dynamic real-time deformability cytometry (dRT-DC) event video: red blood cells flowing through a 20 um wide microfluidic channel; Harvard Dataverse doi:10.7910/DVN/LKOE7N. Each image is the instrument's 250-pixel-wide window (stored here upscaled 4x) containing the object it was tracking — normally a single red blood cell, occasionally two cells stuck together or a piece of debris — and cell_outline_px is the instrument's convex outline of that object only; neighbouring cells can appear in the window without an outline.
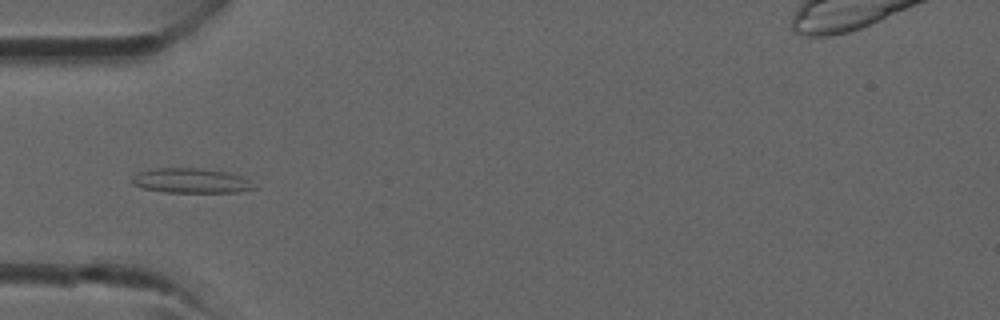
{"species": "common noctule bat (a hibernating species)", "species_latin": "Nyctalus noctula", "temperature_condition": "room temperature", "stored_images_in_passage": 35, "camera_frame_rate_fps": 3000, "um_per_image_px": 0.085, "animal": {"sex": "male", "forearm_length_mm": 52.5}, "frame": {"image": 1, "passage_image": 8, "time_ms": 2.333, "image_size_px": [1000, 320], "cell_outline_px": [[256, 188], [236, 192], [164, 192], [144, 188], [132, 184], [132, 176], [140, 172], [156, 168], [200, 168], [228, 172], [240, 176], [248, 180]], "centroid_in_image_um": [16.21, 15.35], "position_along_channel_um": 68.8, "area_um2": 17.4}}
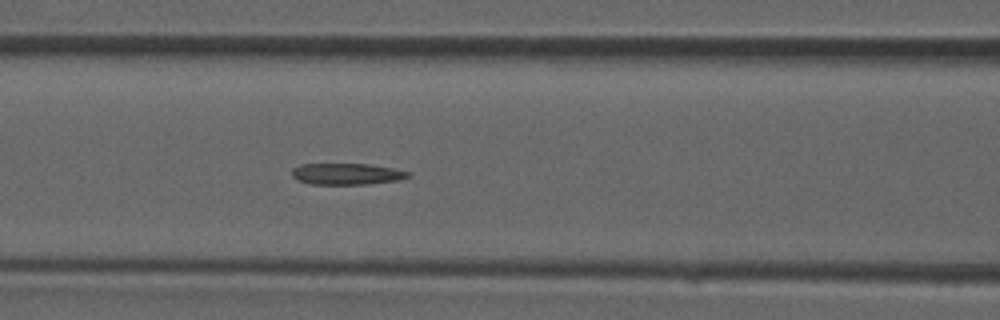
{"frame": {"image": 2, "passage_image": 12, "time_ms": 3.667, "image_size_px": [1000, 320], "cell_outline_px": [[412, 176], [400, 180], [368, 184], [312, 184], [296, 180], [292, 176], [292, 168], [300, 164], [368, 164], [392, 168], [408, 172]], "centroid_in_image_um": [29.46, 14.79], "position_along_channel_um": 137.1, "area_um2": 14.51}}
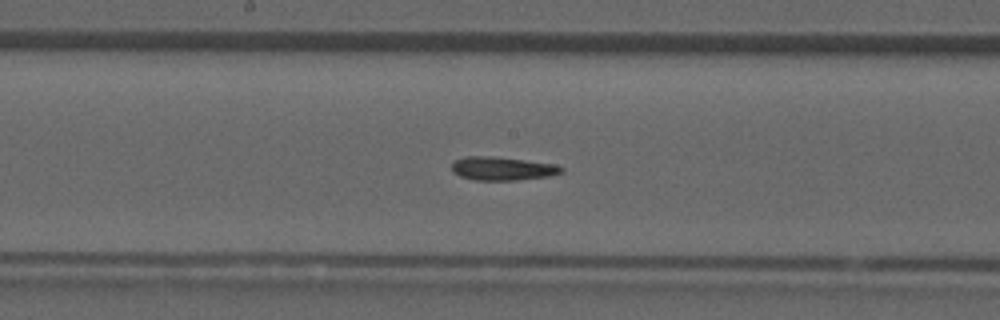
{"frame": {"image": 3, "passage_image": 16, "time_ms": 5.0, "image_size_px": [1000, 320], "cell_outline_px": [[564, 172], [548, 176], [516, 180], [476, 180], [460, 176], [452, 172], [452, 160], [464, 156], [492, 156], [556, 164], [564, 168]], "centroid_in_image_um": [42.67, 14.32], "position_along_channel_um": 205.5, "area_um2": 15.09}}